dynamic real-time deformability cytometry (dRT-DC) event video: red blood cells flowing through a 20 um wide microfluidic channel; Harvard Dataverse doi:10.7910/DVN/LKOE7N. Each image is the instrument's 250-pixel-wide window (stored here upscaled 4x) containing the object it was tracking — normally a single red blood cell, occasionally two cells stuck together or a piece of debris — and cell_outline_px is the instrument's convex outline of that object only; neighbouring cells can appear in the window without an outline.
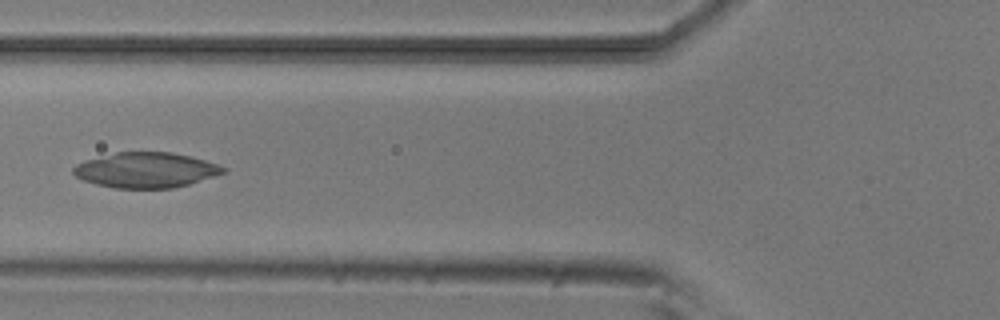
{"species": "common noctule bat (a hibernating species)", "species_latin": "Nyctalus noctula", "temperature_condition": "room temperature", "stored_images_in_passage": 5, "camera_frame_rate_fps": 3000, "um_per_image_px": 0.085, "animal": {"sex": "male", "body_mass_g": 20.5, "forearm_length_mm": 52.5}, "frame": {"image": 1, "passage_image": 5, "time_ms": 5.667, "image_size_px": [1000, 320], "cell_outline_px": [[228, 172], [188, 184], [172, 188], [116, 188], [96, 184], [84, 180], [76, 176], [72, 172], [72, 168], [76, 164], [84, 160], [116, 152], [172, 152], [204, 160], [228, 168]], "centroid_in_image_um": [12.4, 14.45], "position_along_channel_um": 113.4, "area_um2": 30.75}}